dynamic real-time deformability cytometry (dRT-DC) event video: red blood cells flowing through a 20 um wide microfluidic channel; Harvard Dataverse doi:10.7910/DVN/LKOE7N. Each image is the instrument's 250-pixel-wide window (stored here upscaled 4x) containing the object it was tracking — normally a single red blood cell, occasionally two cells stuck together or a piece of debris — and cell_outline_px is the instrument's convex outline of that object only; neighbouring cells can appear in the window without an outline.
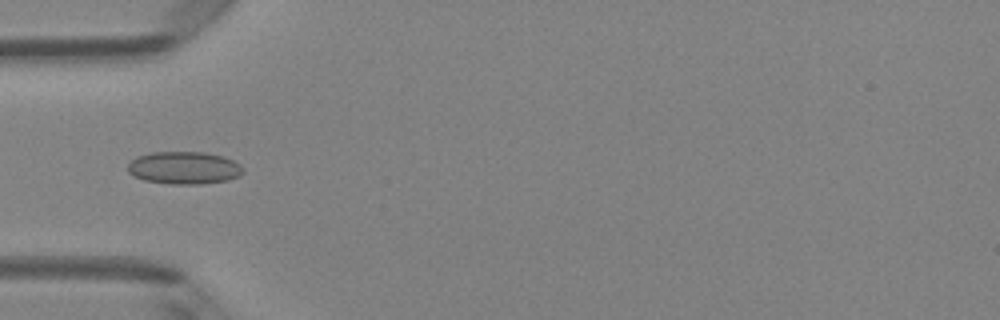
{"species": "Egyptian fruit bat (a non-hibernating species)", "species_latin": "Rousettus aegyptiacus", "temperature_condition": "room temperature", "stored_images_in_passage": 1, "camera_frame_rate_fps": 3000, "um_per_image_px": 0.085, "animal": {"sex": "female"}, "frame": {"image": 1, "passage_image": 1, "time_ms": 0.0, "image_size_px": [1000, 320], "cell_outline_px": [[244, 172], [240, 176], [228, 180], [200, 184], [168, 184], [144, 180], [132, 176], [128, 172], [128, 164], [136, 156], [152, 152], [204, 152], [224, 156], [240, 164], [244, 168]], "centroid_in_image_um": [15.65, 14.27], "position_along_channel_um": 69.3, "area_um2": 22.14}}